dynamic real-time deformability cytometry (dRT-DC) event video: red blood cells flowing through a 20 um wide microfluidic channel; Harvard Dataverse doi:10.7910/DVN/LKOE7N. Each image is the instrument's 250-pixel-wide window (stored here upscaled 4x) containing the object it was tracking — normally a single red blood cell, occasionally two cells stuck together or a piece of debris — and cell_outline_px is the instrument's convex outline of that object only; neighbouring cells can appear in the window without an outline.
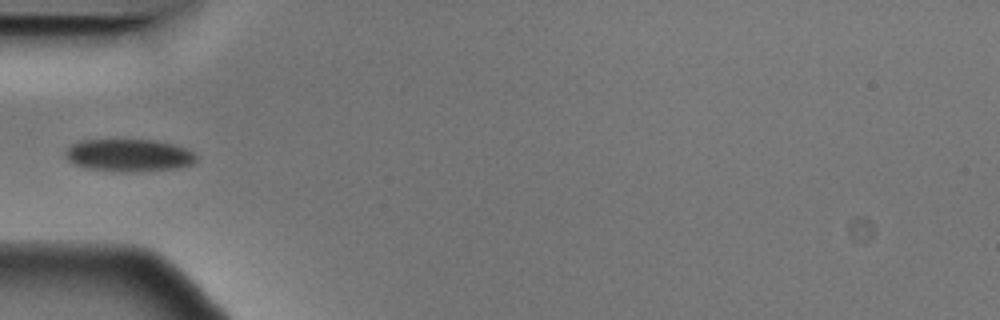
{"species": "Egyptian fruit bat (a non-hibernating species)", "species_latin": "Rousettus aegyptiacus", "temperature_condition": "cold", "stored_images_in_passage": 2, "camera_frame_rate_fps": 3000, "um_per_image_px": 0.085, "animal": {"sex": "male"}, "frame": {"image": 1, "passage_image": 1, "time_ms": 0.0, "image_size_px": [1000, 320], "cell_outline_px": [[196, 160], [192, 164], [176, 168], [88, 168], [72, 164], [64, 156], [64, 152], [72, 144], [80, 140], [152, 140], [172, 144], [184, 148], [192, 152], [196, 156]], "centroid_in_image_um": [10.89, 13.13], "position_along_channel_um": 74.1, "area_um2": 23.24}}